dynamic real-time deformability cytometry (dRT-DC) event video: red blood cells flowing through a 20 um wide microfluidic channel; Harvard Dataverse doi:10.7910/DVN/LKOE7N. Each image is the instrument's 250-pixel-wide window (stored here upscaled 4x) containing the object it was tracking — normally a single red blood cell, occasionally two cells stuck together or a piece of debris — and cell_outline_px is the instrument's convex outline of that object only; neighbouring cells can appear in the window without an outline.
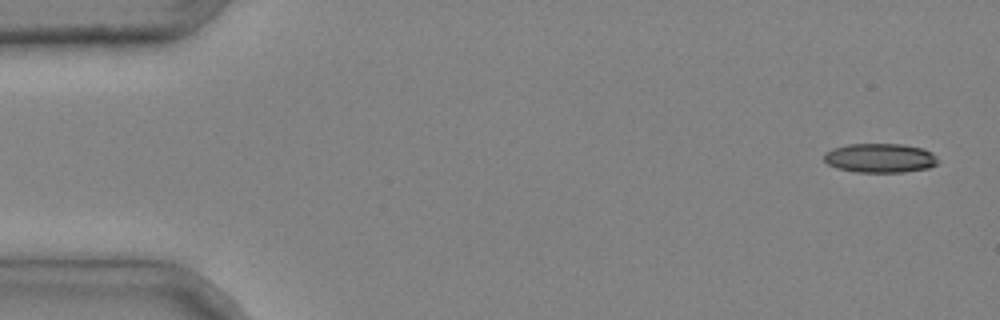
{"species": "common noctule bat (a hibernating species)", "species_latin": "Nyctalus noctula", "temperature_condition": "cold", "stored_images_in_passage": 5, "camera_frame_rate_fps": 3000, "um_per_image_px": 0.085, "animal": {"sex": "male", "body_mass_g": 20.4}, "frame": {"image": 1, "passage_image": 1, "time_ms": 0.0, "image_size_px": [1000, 320], "cell_outline_px": [[940, 160], [936, 164], [928, 168], [904, 172], [856, 172], [836, 168], [828, 164], [824, 160], [824, 152], [832, 148], [848, 144], [904, 144], [924, 148], [932, 152]], "centroid_in_image_um": [74.81, 13.42], "position_along_channel_um": 10.2, "area_um2": 19.65}}
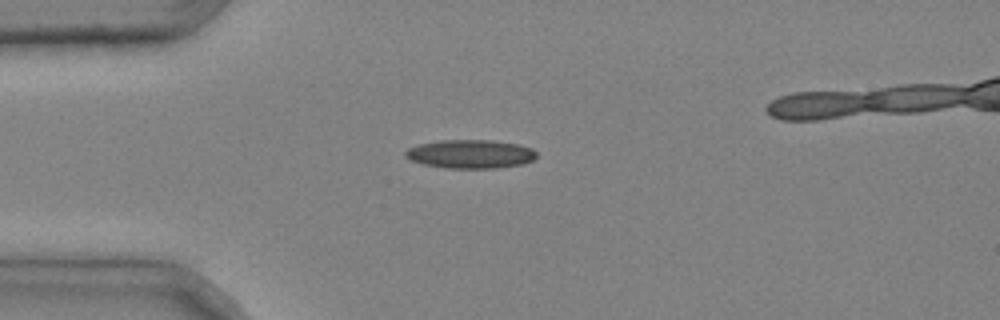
{"frame": {"image": 2, "passage_image": 4, "time_ms": 1.0, "image_size_px": [1000, 320], "cell_outline_px": [[536, 156], [532, 160], [524, 164], [496, 168], [444, 168], [424, 164], [412, 160], [404, 156], [404, 152], [408, 148], [420, 144], [440, 140], [492, 140], [520, 144], [532, 148], [536, 152]], "centroid_in_image_um": [40.0, 13.09], "position_along_channel_um": 45.0, "area_um2": 21.96}}